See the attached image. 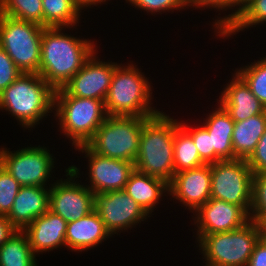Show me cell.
I'll use <instances>...</instances> for the list:
<instances>
[{"mask_svg":"<svg viewBox=\"0 0 266 266\" xmlns=\"http://www.w3.org/2000/svg\"><path fill=\"white\" fill-rule=\"evenodd\" d=\"M54 108L62 133L74 147L86 144L107 118L105 102L98 99L54 95Z\"/></svg>","mask_w":266,"mask_h":266,"instance_id":"6","label":"cell"},{"mask_svg":"<svg viewBox=\"0 0 266 266\" xmlns=\"http://www.w3.org/2000/svg\"><path fill=\"white\" fill-rule=\"evenodd\" d=\"M253 175L245 159L211 164V198L239 205L249 214Z\"/></svg>","mask_w":266,"mask_h":266,"instance_id":"9","label":"cell"},{"mask_svg":"<svg viewBox=\"0 0 266 266\" xmlns=\"http://www.w3.org/2000/svg\"><path fill=\"white\" fill-rule=\"evenodd\" d=\"M44 27L0 13V46L22 73H39Z\"/></svg>","mask_w":266,"mask_h":266,"instance_id":"8","label":"cell"},{"mask_svg":"<svg viewBox=\"0 0 266 266\" xmlns=\"http://www.w3.org/2000/svg\"><path fill=\"white\" fill-rule=\"evenodd\" d=\"M81 2L86 6V7H91V5H96V3L101 4V2H106V0H81Z\"/></svg>","mask_w":266,"mask_h":266,"instance_id":"39","label":"cell"},{"mask_svg":"<svg viewBox=\"0 0 266 266\" xmlns=\"http://www.w3.org/2000/svg\"><path fill=\"white\" fill-rule=\"evenodd\" d=\"M43 146L25 147L16 152L0 149V164L21 186L46 187L47 179L54 168V158ZM46 182V183H45Z\"/></svg>","mask_w":266,"mask_h":266,"instance_id":"10","label":"cell"},{"mask_svg":"<svg viewBox=\"0 0 266 266\" xmlns=\"http://www.w3.org/2000/svg\"><path fill=\"white\" fill-rule=\"evenodd\" d=\"M67 222L50 209L43 215L35 218L24 230L29 239L32 252L36 255L54 248L66 247Z\"/></svg>","mask_w":266,"mask_h":266,"instance_id":"18","label":"cell"},{"mask_svg":"<svg viewBox=\"0 0 266 266\" xmlns=\"http://www.w3.org/2000/svg\"><path fill=\"white\" fill-rule=\"evenodd\" d=\"M168 190L170 196L196 211L211 198V164L175 173Z\"/></svg>","mask_w":266,"mask_h":266,"instance_id":"16","label":"cell"},{"mask_svg":"<svg viewBox=\"0 0 266 266\" xmlns=\"http://www.w3.org/2000/svg\"><path fill=\"white\" fill-rule=\"evenodd\" d=\"M186 6H196L195 8L199 7H214L216 9H226L227 7L231 8L234 6H239L236 8L235 12L221 18L220 20H216L214 23L217 28V33H219V37L226 31V29L237 19L240 13V5L239 0H185Z\"/></svg>","mask_w":266,"mask_h":266,"instance_id":"31","label":"cell"},{"mask_svg":"<svg viewBox=\"0 0 266 266\" xmlns=\"http://www.w3.org/2000/svg\"><path fill=\"white\" fill-rule=\"evenodd\" d=\"M76 166L66 169V180L51 184L49 209L61 216L67 223L80 219L94 210V193L74 180L80 175ZM75 182V183H74Z\"/></svg>","mask_w":266,"mask_h":266,"instance_id":"11","label":"cell"},{"mask_svg":"<svg viewBox=\"0 0 266 266\" xmlns=\"http://www.w3.org/2000/svg\"><path fill=\"white\" fill-rule=\"evenodd\" d=\"M94 211L105 224L110 234H117L141 221L148 214L124 190L94 193ZM118 231V232H117Z\"/></svg>","mask_w":266,"mask_h":266,"instance_id":"12","label":"cell"},{"mask_svg":"<svg viewBox=\"0 0 266 266\" xmlns=\"http://www.w3.org/2000/svg\"><path fill=\"white\" fill-rule=\"evenodd\" d=\"M247 266H266V237L264 235L255 244Z\"/></svg>","mask_w":266,"mask_h":266,"instance_id":"37","label":"cell"},{"mask_svg":"<svg viewBox=\"0 0 266 266\" xmlns=\"http://www.w3.org/2000/svg\"><path fill=\"white\" fill-rule=\"evenodd\" d=\"M49 201L50 188L22 186L6 217L16 230L24 231L35 218L49 210Z\"/></svg>","mask_w":266,"mask_h":266,"instance_id":"17","label":"cell"},{"mask_svg":"<svg viewBox=\"0 0 266 266\" xmlns=\"http://www.w3.org/2000/svg\"><path fill=\"white\" fill-rule=\"evenodd\" d=\"M123 190L136 201L148 215L153 212L162 194L169 191L167 182L157 177L141 173L136 169L130 174Z\"/></svg>","mask_w":266,"mask_h":266,"instance_id":"22","label":"cell"},{"mask_svg":"<svg viewBox=\"0 0 266 266\" xmlns=\"http://www.w3.org/2000/svg\"><path fill=\"white\" fill-rule=\"evenodd\" d=\"M205 266H225V265H212V264H209V263L206 262Z\"/></svg>","mask_w":266,"mask_h":266,"instance_id":"42","label":"cell"},{"mask_svg":"<svg viewBox=\"0 0 266 266\" xmlns=\"http://www.w3.org/2000/svg\"><path fill=\"white\" fill-rule=\"evenodd\" d=\"M0 13L43 26L42 0H0Z\"/></svg>","mask_w":266,"mask_h":266,"instance_id":"27","label":"cell"},{"mask_svg":"<svg viewBox=\"0 0 266 266\" xmlns=\"http://www.w3.org/2000/svg\"><path fill=\"white\" fill-rule=\"evenodd\" d=\"M253 174L266 172V130L259 139L255 151L247 159Z\"/></svg>","mask_w":266,"mask_h":266,"instance_id":"36","label":"cell"},{"mask_svg":"<svg viewBox=\"0 0 266 266\" xmlns=\"http://www.w3.org/2000/svg\"><path fill=\"white\" fill-rule=\"evenodd\" d=\"M249 218L262 227L266 224V172L253 175Z\"/></svg>","mask_w":266,"mask_h":266,"instance_id":"30","label":"cell"},{"mask_svg":"<svg viewBox=\"0 0 266 266\" xmlns=\"http://www.w3.org/2000/svg\"><path fill=\"white\" fill-rule=\"evenodd\" d=\"M76 149L85 152L89 159V178L93 193L123 190L130 174L135 170L133 162L104 157L93 152L86 144Z\"/></svg>","mask_w":266,"mask_h":266,"instance_id":"14","label":"cell"},{"mask_svg":"<svg viewBox=\"0 0 266 266\" xmlns=\"http://www.w3.org/2000/svg\"><path fill=\"white\" fill-rule=\"evenodd\" d=\"M61 27H44L39 75L58 90L95 54L93 42L62 33Z\"/></svg>","mask_w":266,"mask_h":266,"instance_id":"1","label":"cell"},{"mask_svg":"<svg viewBox=\"0 0 266 266\" xmlns=\"http://www.w3.org/2000/svg\"><path fill=\"white\" fill-rule=\"evenodd\" d=\"M198 234L233 231L250 221L249 214L239 205L210 198L195 211Z\"/></svg>","mask_w":266,"mask_h":266,"instance_id":"15","label":"cell"},{"mask_svg":"<svg viewBox=\"0 0 266 266\" xmlns=\"http://www.w3.org/2000/svg\"><path fill=\"white\" fill-rule=\"evenodd\" d=\"M112 235L94 210L88 215L67 223L66 246L73 251L88 250Z\"/></svg>","mask_w":266,"mask_h":266,"instance_id":"20","label":"cell"},{"mask_svg":"<svg viewBox=\"0 0 266 266\" xmlns=\"http://www.w3.org/2000/svg\"><path fill=\"white\" fill-rule=\"evenodd\" d=\"M216 109L209 114L203 125L211 136L214 163L234 159L232 134L235 121L221 104Z\"/></svg>","mask_w":266,"mask_h":266,"instance_id":"21","label":"cell"},{"mask_svg":"<svg viewBox=\"0 0 266 266\" xmlns=\"http://www.w3.org/2000/svg\"><path fill=\"white\" fill-rule=\"evenodd\" d=\"M263 234L266 237V224L263 226Z\"/></svg>","mask_w":266,"mask_h":266,"instance_id":"41","label":"cell"},{"mask_svg":"<svg viewBox=\"0 0 266 266\" xmlns=\"http://www.w3.org/2000/svg\"><path fill=\"white\" fill-rule=\"evenodd\" d=\"M22 186L0 164V215H7Z\"/></svg>","mask_w":266,"mask_h":266,"instance_id":"32","label":"cell"},{"mask_svg":"<svg viewBox=\"0 0 266 266\" xmlns=\"http://www.w3.org/2000/svg\"><path fill=\"white\" fill-rule=\"evenodd\" d=\"M117 63L96 60L93 54L85 65L55 95H71L105 101Z\"/></svg>","mask_w":266,"mask_h":266,"instance_id":"13","label":"cell"},{"mask_svg":"<svg viewBox=\"0 0 266 266\" xmlns=\"http://www.w3.org/2000/svg\"><path fill=\"white\" fill-rule=\"evenodd\" d=\"M263 227L250 220L239 229L214 234H197L204 259L212 265L247 266Z\"/></svg>","mask_w":266,"mask_h":266,"instance_id":"5","label":"cell"},{"mask_svg":"<svg viewBox=\"0 0 266 266\" xmlns=\"http://www.w3.org/2000/svg\"><path fill=\"white\" fill-rule=\"evenodd\" d=\"M180 122L161 111L143 124L135 169L164 180L168 184L175 175L174 134Z\"/></svg>","mask_w":266,"mask_h":266,"instance_id":"2","label":"cell"},{"mask_svg":"<svg viewBox=\"0 0 266 266\" xmlns=\"http://www.w3.org/2000/svg\"><path fill=\"white\" fill-rule=\"evenodd\" d=\"M54 95L55 90L39 74L22 73L0 93V109L14 115L24 128H33L54 109Z\"/></svg>","mask_w":266,"mask_h":266,"instance_id":"3","label":"cell"},{"mask_svg":"<svg viewBox=\"0 0 266 266\" xmlns=\"http://www.w3.org/2000/svg\"><path fill=\"white\" fill-rule=\"evenodd\" d=\"M250 0H239L240 11Z\"/></svg>","mask_w":266,"mask_h":266,"instance_id":"40","label":"cell"},{"mask_svg":"<svg viewBox=\"0 0 266 266\" xmlns=\"http://www.w3.org/2000/svg\"><path fill=\"white\" fill-rule=\"evenodd\" d=\"M149 81L135 65L119 64L114 71L105 99L108 116L151 117L160 111L150 107L152 91Z\"/></svg>","mask_w":266,"mask_h":266,"instance_id":"4","label":"cell"},{"mask_svg":"<svg viewBox=\"0 0 266 266\" xmlns=\"http://www.w3.org/2000/svg\"><path fill=\"white\" fill-rule=\"evenodd\" d=\"M16 229L12 226L6 215H0V246L7 241Z\"/></svg>","mask_w":266,"mask_h":266,"instance_id":"38","label":"cell"},{"mask_svg":"<svg viewBox=\"0 0 266 266\" xmlns=\"http://www.w3.org/2000/svg\"><path fill=\"white\" fill-rule=\"evenodd\" d=\"M84 7L81 0H42L43 27H73Z\"/></svg>","mask_w":266,"mask_h":266,"instance_id":"24","label":"cell"},{"mask_svg":"<svg viewBox=\"0 0 266 266\" xmlns=\"http://www.w3.org/2000/svg\"><path fill=\"white\" fill-rule=\"evenodd\" d=\"M261 60V61H260ZM237 70L254 96L266 107V58Z\"/></svg>","mask_w":266,"mask_h":266,"instance_id":"29","label":"cell"},{"mask_svg":"<svg viewBox=\"0 0 266 266\" xmlns=\"http://www.w3.org/2000/svg\"><path fill=\"white\" fill-rule=\"evenodd\" d=\"M126 1L132 3L133 6L135 5V8L136 7L137 9L140 8L152 14L153 12L161 13L162 11L166 12V10L169 12V10L171 9L179 10L180 8L184 9V7H186L185 0H126Z\"/></svg>","mask_w":266,"mask_h":266,"instance_id":"34","label":"cell"},{"mask_svg":"<svg viewBox=\"0 0 266 266\" xmlns=\"http://www.w3.org/2000/svg\"><path fill=\"white\" fill-rule=\"evenodd\" d=\"M222 91L219 104L230 114L235 122L262 114L266 107L254 96L246 82L237 74Z\"/></svg>","mask_w":266,"mask_h":266,"instance_id":"19","label":"cell"},{"mask_svg":"<svg viewBox=\"0 0 266 266\" xmlns=\"http://www.w3.org/2000/svg\"><path fill=\"white\" fill-rule=\"evenodd\" d=\"M264 22H266V0H250L221 37H229L240 32V30L242 31V29Z\"/></svg>","mask_w":266,"mask_h":266,"instance_id":"28","label":"cell"},{"mask_svg":"<svg viewBox=\"0 0 266 266\" xmlns=\"http://www.w3.org/2000/svg\"><path fill=\"white\" fill-rule=\"evenodd\" d=\"M204 165L192 137L180 126L174 134L175 173Z\"/></svg>","mask_w":266,"mask_h":266,"instance_id":"26","label":"cell"},{"mask_svg":"<svg viewBox=\"0 0 266 266\" xmlns=\"http://www.w3.org/2000/svg\"><path fill=\"white\" fill-rule=\"evenodd\" d=\"M35 256L24 231L16 230L0 246V266H37Z\"/></svg>","mask_w":266,"mask_h":266,"instance_id":"25","label":"cell"},{"mask_svg":"<svg viewBox=\"0 0 266 266\" xmlns=\"http://www.w3.org/2000/svg\"><path fill=\"white\" fill-rule=\"evenodd\" d=\"M22 72L0 46V93L13 83Z\"/></svg>","mask_w":266,"mask_h":266,"instance_id":"35","label":"cell"},{"mask_svg":"<svg viewBox=\"0 0 266 266\" xmlns=\"http://www.w3.org/2000/svg\"><path fill=\"white\" fill-rule=\"evenodd\" d=\"M266 130V111L262 114L235 122L232 134L234 159L247 160L255 151L259 139Z\"/></svg>","mask_w":266,"mask_h":266,"instance_id":"23","label":"cell"},{"mask_svg":"<svg viewBox=\"0 0 266 266\" xmlns=\"http://www.w3.org/2000/svg\"><path fill=\"white\" fill-rule=\"evenodd\" d=\"M180 126L192 137L201 161L204 164L214 163V148H212L211 136L204 126L199 128H189L186 123H181Z\"/></svg>","mask_w":266,"mask_h":266,"instance_id":"33","label":"cell"},{"mask_svg":"<svg viewBox=\"0 0 266 266\" xmlns=\"http://www.w3.org/2000/svg\"><path fill=\"white\" fill-rule=\"evenodd\" d=\"M148 117L108 116L86 145L112 159L135 162L144 121Z\"/></svg>","mask_w":266,"mask_h":266,"instance_id":"7","label":"cell"}]
</instances>
